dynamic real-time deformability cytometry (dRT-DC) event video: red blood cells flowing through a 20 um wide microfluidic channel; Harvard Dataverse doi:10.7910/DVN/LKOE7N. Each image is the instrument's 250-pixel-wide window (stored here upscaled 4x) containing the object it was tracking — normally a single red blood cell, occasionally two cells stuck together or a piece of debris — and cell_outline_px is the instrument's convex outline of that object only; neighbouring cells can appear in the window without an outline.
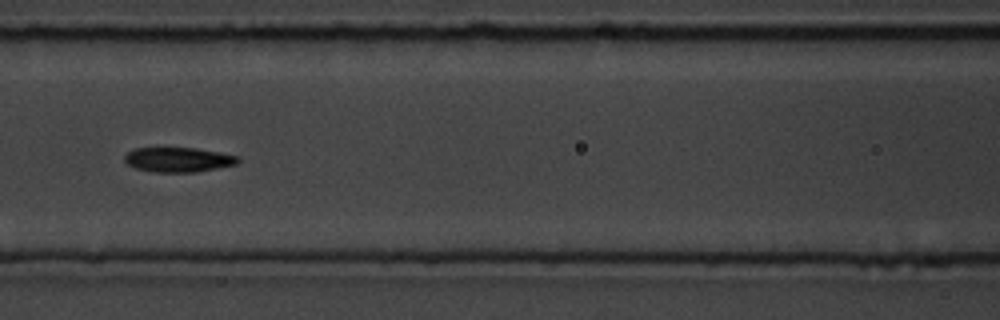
{"species": "common noctule bat (a hibernating species)", "species_latin": "Nyctalus noctula", "temperature_condition": "room temperature", "stored_images_in_passage": 9, "camera_frame_rate_fps": 3000, "um_per_image_px": 0.085, "animal": {"sex": "male", "body_mass_g": 19.5, "forearm_length_mm": 54.6}, "frame": {"image": 1, "passage_image": 6, "time_ms": 6.0, "image_size_px": [1000, 320], "cell_outline_px": [[240, 160], [236, 164], [196, 172], [152, 172], [136, 168], [128, 164], [124, 160], [124, 156], [128, 152], [136, 148], [196, 148], [220, 152], [236, 156]], "centroid_in_image_um": [15.14, 13.57], "position_along_channel_um": 151.5, "area_um2": 16.18}}
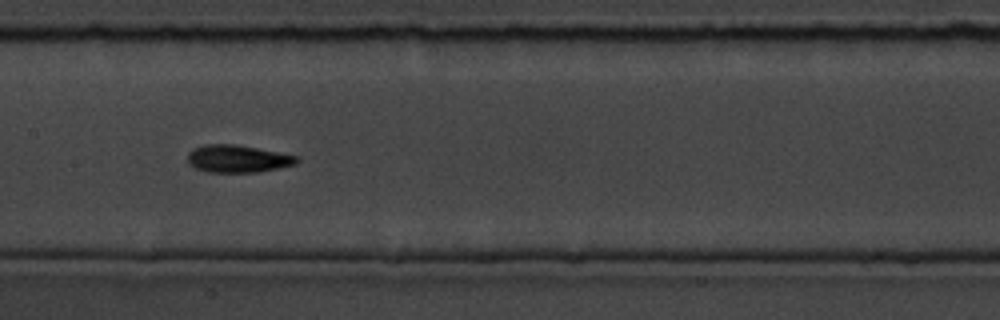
{"frame": {"image": 2, "passage_image": 7, "time_ms": 7.0, "image_size_px": [1000, 320], "cell_outline_px": [[300, 160], [296, 164], [260, 172], [204, 172], [188, 164], [188, 152], [192, 148], [204, 144], [236, 144], [300, 156]], "centroid_in_image_um": [20.2, 13.49], "position_along_channel_um": 187.2, "area_um2": 17.74}}
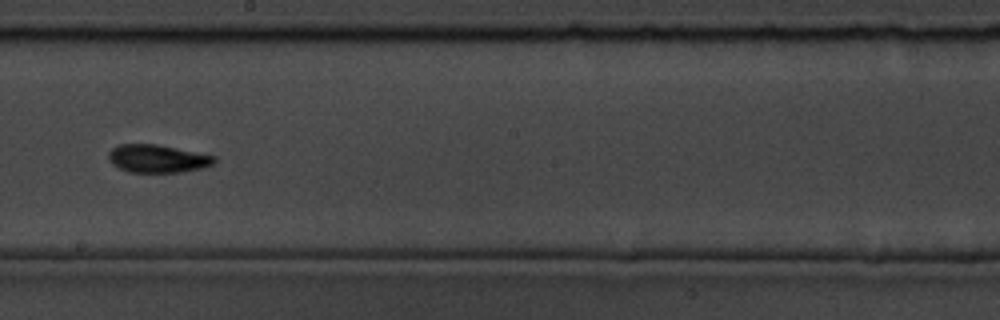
{"frame": {"image": 3, "passage_image": 8, "time_ms": 8.333, "image_size_px": [1000, 320], "cell_outline_px": [[216, 160], [212, 164], [204, 168], [180, 172], [128, 172], [112, 164], [108, 160], [108, 152], [112, 148], [120, 144], [156, 144], [216, 156]], "centroid_in_image_um": [13.37, 13.48], "position_along_channel_um": 234.8, "area_um2": 17.22}}